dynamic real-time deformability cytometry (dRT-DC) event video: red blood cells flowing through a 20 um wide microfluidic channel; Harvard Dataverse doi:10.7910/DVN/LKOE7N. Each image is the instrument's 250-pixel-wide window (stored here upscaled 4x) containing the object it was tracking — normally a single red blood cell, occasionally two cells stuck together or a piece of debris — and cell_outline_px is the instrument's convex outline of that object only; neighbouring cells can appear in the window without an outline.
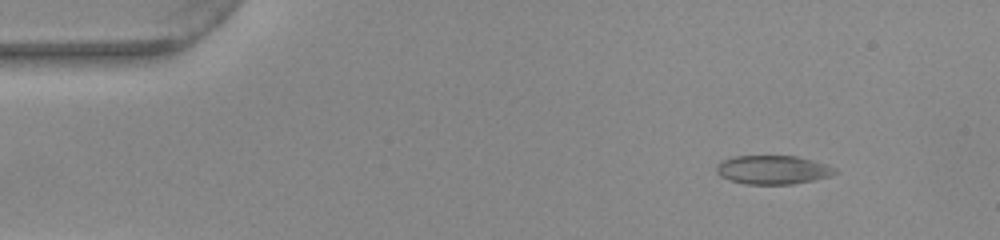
{"species": "common noctule bat (a hibernating species)", "species_latin": "Nyctalus noctula", "temperature_condition": "warm", "stored_images_in_passage": 52, "camera_frame_rate_fps": 3000, "um_per_image_px": 0.085, "animal": {"sex": "female", "body_mass_g": 22.0, "forearm_length_mm": 56.7}, "frame": {"image": 1, "passage_image": 6, "time_ms": 1.667, "image_size_px": [1000, 240], "cell_outline_px": [[836, 172], [832, 176], [792, 184], [744, 184], [720, 176], [716, 172], [716, 164], [720, 160], [732, 156], [796, 156], [828, 164], [836, 168]], "centroid_in_image_um": [65.67, 14.42], "position_along_channel_um": 19.3, "area_um2": 20.0}}
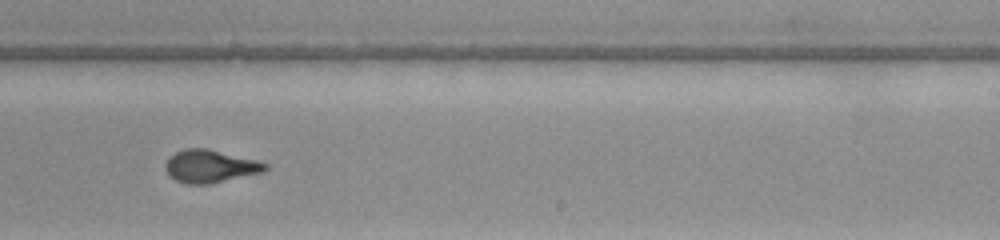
{"frame": {"image": 2, "passage_image": 32, "time_ms": 10.333, "image_size_px": [1000, 240], "cell_outline_px": [[268, 168], [264, 172], [212, 184], [188, 184], [176, 180], [168, 172], [164, 164], [168, 156], [184, 148], [208, 148], [256, 160], [268, 164]], "centroid_in_image_um": [17.88, 14.13], "position_along_channel_um": 271.1, "area_um2": 19.19}}
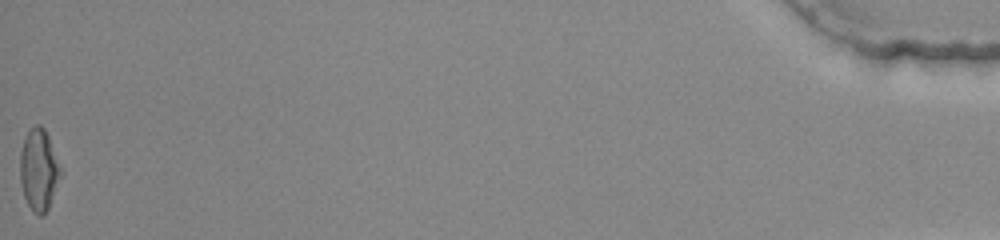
{"frame": {"image": 3, "passage_image": 52, "time_ms": 17.0, "image_size_px": [1000, 240], "cell_outline_px": [[60, 172], [48, 208], [44, 216], [40, 216], [28, 204], [24, 196], [20, 180], [20, 152], [24, 136], [36, 124], [40, 124], [44, 128], [48, 136], [60, 168]], "centroid_in_image_um": [3.26, 14.4], "position_along_channel_um": 431.9, "area_um2": 18.61}, "authors_computed_cell_mechanics": {"area_um2": 19.1896, "velocity_mm_per_s": 3.9444, "shape_relaxation_time_tau1_ms": 10.6685, "shape_relaxation_time_tau2_ms": 0.9552, "deformation_change_tau1": 0.2953, "deformation_change_tau2": 0.0717}}